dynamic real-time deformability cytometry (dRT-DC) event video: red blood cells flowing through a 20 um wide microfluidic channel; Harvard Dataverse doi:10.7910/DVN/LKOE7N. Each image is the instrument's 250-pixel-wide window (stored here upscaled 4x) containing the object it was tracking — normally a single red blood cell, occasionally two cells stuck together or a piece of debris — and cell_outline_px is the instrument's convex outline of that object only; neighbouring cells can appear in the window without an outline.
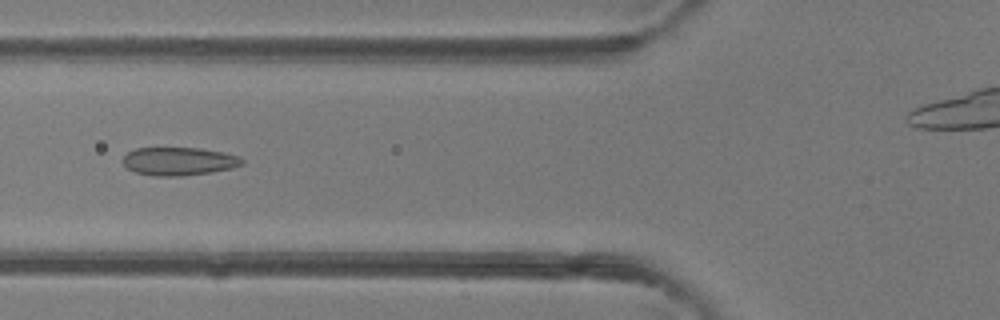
{"species": "common noctule bat (a hibernating species)", "species_latin": "Nyctalus noctula", "temperature_condition": "room temperature", "stored_images_in_passage": 45, "camera_frame_rate_fps": 3000, "um_per_image_px": 0.085, "animal": {"sex": "female"}, "frame": {"image": 1, "passage_image": 14, "time_ms": 4.333, "image_size_px": [1000, 320], "cell_outline_px": [[244, 164], [232, 168], [212, 172], [180, 176], [152, 176], [136, 172], [128, 168], [124, 164], [124, 156], [128, 152], [136, 148], [200, 148], [224, 152], [240, 156], [244, 160]], "centroid_in_image_um": [15.25, 13.71], "position_along_channel_um": 110.5, "area_um2": 19.59}}
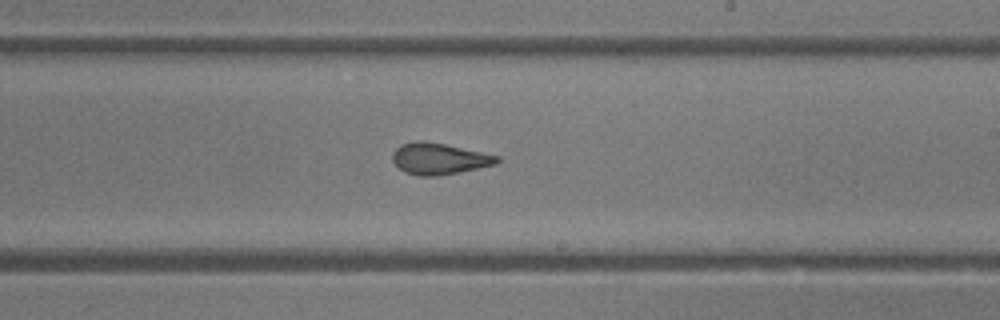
{"frame": {"image": 2, "passage_image": 24, "time_ms": 7.667, "image_size_px": [1000, 320], "cell_outline_px": [[500, 160], [496, 164], [436, 176], [416, 176], [404, 172], [392, 160], [392, 152], [400, 144], [416, 140], [420, 140], [444, 144], [500, 156]], "centroid_in_image_um": [37.28, 13.48], "position_along_channel_um": 251.7, "area_um2": 18.96}}
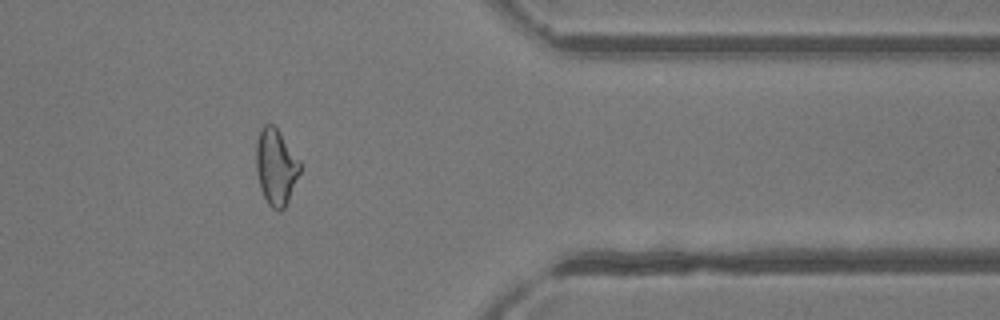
{"frame": {"image": 3, "passage_image": 35, "time_ms": 11.333, "image_size_px": [1000, 320], "cell_outline_px": [[300, 172], [288, 200], [284, 208], [280, 212], [272, 208], [268, 204], [260, 188], [256, 172], [256, 140], [264, 124], [272, 124], [276, 128], [300, 160]], "centroid_in_image_um": [23.44, 14.2], "position_along_channel_um": 388.0, "area_um2": 19.31}, "authors_computed_cell_mechanics": {"area_um2": 20.1144, "velocity_mm_per_s": 4.2281, "shape_relaxation_time_tau1_ms": null, "shape_relaxation_time_tau2_ms": 1.5582, "deformation_change_tau1": null, "deformation_change_tau2": 0.0703}}